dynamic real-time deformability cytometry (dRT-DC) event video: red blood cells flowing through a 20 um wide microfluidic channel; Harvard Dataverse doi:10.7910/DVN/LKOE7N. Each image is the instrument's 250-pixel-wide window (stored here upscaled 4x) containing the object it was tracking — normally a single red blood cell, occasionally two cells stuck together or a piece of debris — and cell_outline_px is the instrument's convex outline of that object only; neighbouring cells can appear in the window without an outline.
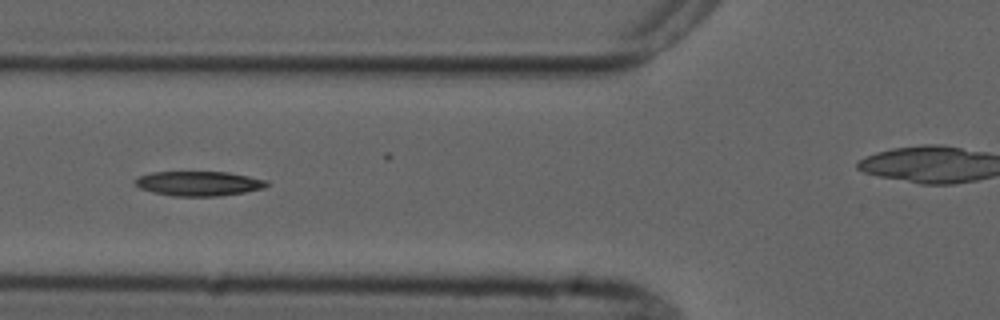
{"species": "common noctule bat (a hibernating species)", "species_latin": "Nyctalus noctula", "temperature_condition": "cold", "stored_images_in_passage": 10, "camera_frame_rate_fps": 3000, "um_per_image_px": 0.085, "animal": {"sex": "male", "forearm_length_mm": 52.5}, "frame": {"image": 1, "passage_image": 6, "time_ms": 5.667, "image_size_px": [1000, 320], "cell_outline_px": [[268, 184], [264, 188], [244, 192], [216, 196], [172, 196], [152, 192], [140, 188], [132, 180], [140, 176], [152, 172], [228, 172], [268, 180]], "centroid_in_image_um": [16.88, 15.59], "position_along_channel_um": 108.9, "area_um2": 18.84}}
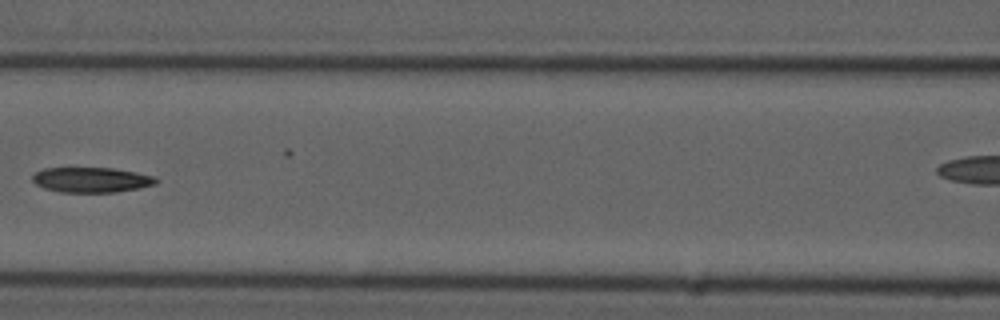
{"frame": {"image": 2, "passage_image": 7, "time_ms": 7.0, "image_size_px": [1000, 320], "cell_outline_px": [[160, 180], [156, 184], [140, 188], [116, 192], [60, 192], [44, 188], [36, 184], [32, 180], [32, 176], [36, 172], [44, 168], [112, 168], [136, 172], [152, 176]], "centroid_in_image_um": [7.78, 15.29], "position_along_channel_um": 158.8, "area_um2": 18.09}}